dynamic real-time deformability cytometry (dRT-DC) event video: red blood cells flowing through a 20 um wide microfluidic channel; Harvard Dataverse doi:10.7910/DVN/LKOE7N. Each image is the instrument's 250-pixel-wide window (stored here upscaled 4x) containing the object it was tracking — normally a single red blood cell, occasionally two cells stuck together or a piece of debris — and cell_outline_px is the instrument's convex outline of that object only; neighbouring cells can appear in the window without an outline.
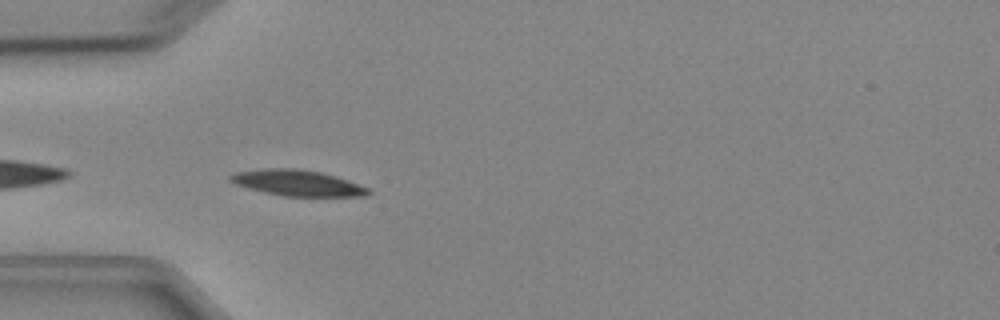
{"species": "Egyptian fruit bat (a non-hibernating species)", "species_latin": "Rousettus aegyptiacus", "temperature_condition": "cold", "stored_images_in_passage": 9, "camera_frame_rate_fps": 3000, "um_per_image_px": 0.085, "animal": {"sex": "female"}, "frame": {"image": 1, "passage_image": 5, "time_ms": 4.667, "image_size_px": [1000, 320], "cell_outline_px": [[372, 192], [368, 196], [284, 196], [264, 192], [248, 188], [236, 184], [228, 180], [228, 176], [232, 172], [264, 168], [292, 168], [320, 172], [336, 176], [348, 180], [368, 188]], "centroid_in_image_um": [25.25, 15.54], "position_along_channel_um": 59.8, "area_um2": 20.87}}
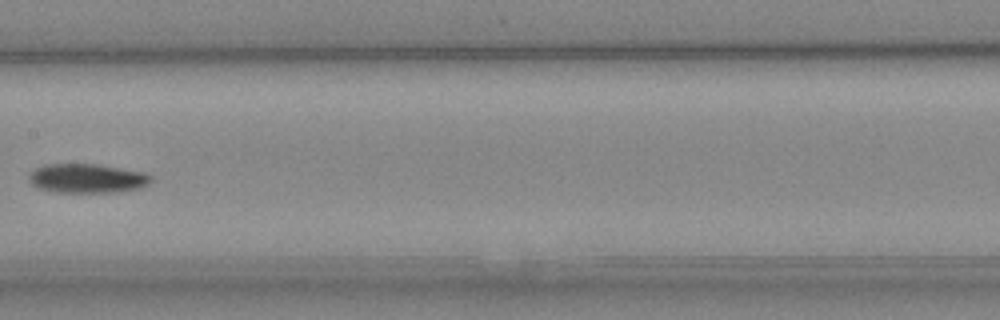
{"frame": {"image": 2, "passage_image": 8, "time_ms": 8.333, "image_size_px": [1000, 320], "cell_outline_px": [[152, 180], [148, 184], [140, 188], [116, 192], [56, 192], [40, 188], [32, 184], [28, 180], [28, 176], [36, 168], [44, 164], [96, 164], [144, 172], [152, 176]], "centroid_in_image_um": [7.41, 15.16], "position_along_channel_um": 200.0, "area_um2": 20.69}}
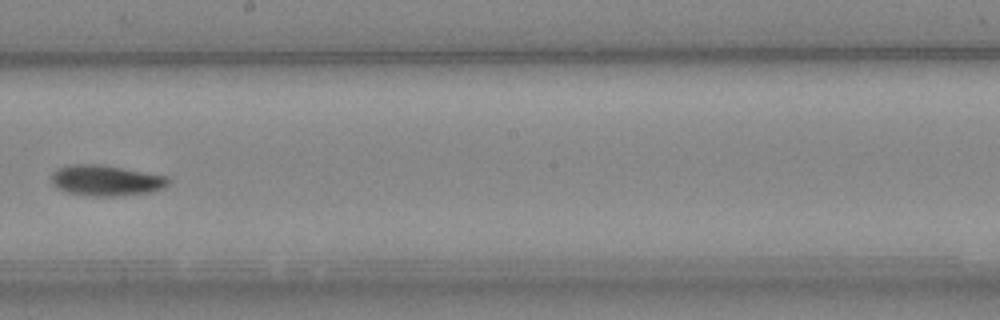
{"frame": {"image": 3, "passage_image": 9, "time_ms": 9.333, "image_size_px": [1000, 320], "cell_outline_px": [[168, 184], [164, 188], [152, 192], [116, 196], [84, 196], [68, 192], [56, 188], [52, 184], [52, 172], [56, 168], [68, 164], [100, 164], [168, 176]], "centroid_in_image_um": [8.98, 15.34], "position_along_channel_um": 239.2, "area_um2": 21.15}}